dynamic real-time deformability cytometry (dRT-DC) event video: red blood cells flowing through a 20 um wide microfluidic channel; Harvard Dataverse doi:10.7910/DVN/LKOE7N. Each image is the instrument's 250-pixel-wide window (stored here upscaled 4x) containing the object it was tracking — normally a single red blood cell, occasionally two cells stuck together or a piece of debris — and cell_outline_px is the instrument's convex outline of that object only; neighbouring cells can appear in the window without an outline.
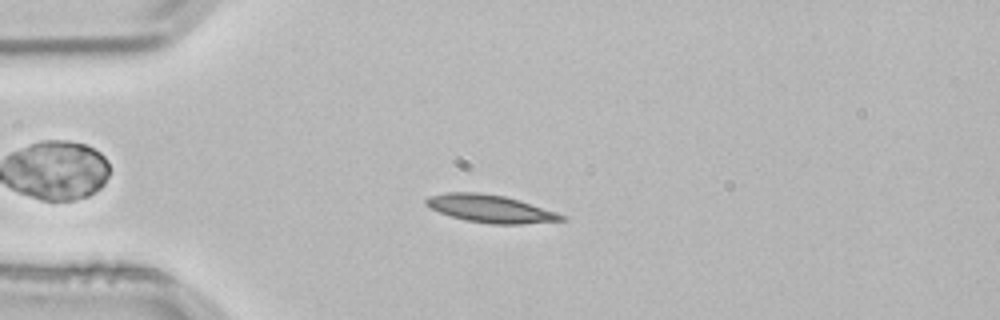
{"species": "common noctule bat (a hibernating species)", "species_latin": "Nyctalus noctula", "temperature_condition": "room temperature", "stored_images_in_passage": 5, "camera_frame_rate_fps": 3000, "um_per_image_px": 0.085, "animal": {"sex": "male", "body_mass_g": 21.5, "forearm_length_mm": 52.0}, "frame": {"image": 1, "passage_image": 4, "time_ms": 1.0, "image_size_px": [1000, 320], "cell_outline_px": [[568, 220], [520, 224], [492, 224], [464, 220], [440, 212], [424, 204], [424, 200], [428, 196], [444, 192], [480, 192], [504, 196], [520, 200], [568, 216]], "centroid_in_image_um": [41.7, 17.73], "position_along_channel_um": 43.3, "area_um2": 21.96}}